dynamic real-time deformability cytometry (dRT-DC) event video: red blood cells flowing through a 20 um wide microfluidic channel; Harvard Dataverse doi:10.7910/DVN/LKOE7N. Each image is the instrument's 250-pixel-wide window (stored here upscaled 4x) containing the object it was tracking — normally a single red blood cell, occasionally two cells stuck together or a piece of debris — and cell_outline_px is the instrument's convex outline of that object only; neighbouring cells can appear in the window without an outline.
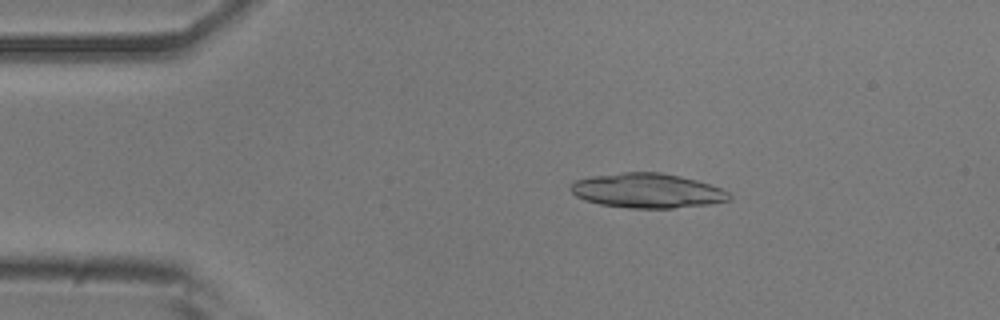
{"species": "common noctule bat (a hibernating species)", "species_latin": "Nyctalus noctula", "temperature_condition": "room temperature", "stored_images_in_passage": 48, "camera_frame_rate_fps": 3000, "um_per_image_px": 0.085, "animal": {"sex": "male", "body_mass_g": 20.5, "forearm_length_mm": 52.5}, "frame": {"image": 1, "passage_image": 5, "time_ms": 1.333, "image_size_px": [1000, 320], "cell_outline_px": [[732, 200], [708, 204], [672, 208], [628, 208], [600, 204], [584, 200], [576, 196], [568, 188], [576, 180], [592, 176], [624, 172], [660, 172], [680, 176], [696, 180], [720, 188], [728, 192], [732, 196]], "centroid_in_image_um": [55.01, 16.21], "position_along_channel_um": 30.0, "area_um2": 31.91}}